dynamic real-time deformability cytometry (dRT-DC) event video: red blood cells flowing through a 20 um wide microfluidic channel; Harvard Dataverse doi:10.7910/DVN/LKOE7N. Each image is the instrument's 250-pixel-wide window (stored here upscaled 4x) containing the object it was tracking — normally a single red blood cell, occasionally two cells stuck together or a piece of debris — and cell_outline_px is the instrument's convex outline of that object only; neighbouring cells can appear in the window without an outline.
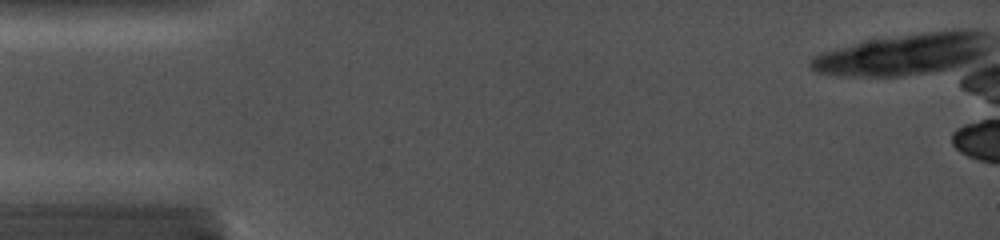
{"species": "common noctule bat (a hibernating species)", "species_latin": "Nyctalus noctula", "temperature_condition": "cold", "stored_images_in_passage": 2, "camera_frame_rate_fps": 5000, "um_per_image_px": 0.085, "animal": {"sex": "female", "body_mass_g": 19.0, "forearm_length_mm": 56.7}, "frame": {"image": 1, "passage_image": 1, "time_ms": 0.0, "image_size_px": [1000, 240], "cell_outline_px": [[980, 32], [976, 52], [960, 60], [948, 64], [932, 68], [900, 72], [868, 72], [824, 68], [816, 64], [816, 60], [860, 44], [876, 40], [932, 32]], "centroid_in_image_um": [76.89, 4.5], "position_along_channel_um": 8.1, "area_um2": 32.54}}